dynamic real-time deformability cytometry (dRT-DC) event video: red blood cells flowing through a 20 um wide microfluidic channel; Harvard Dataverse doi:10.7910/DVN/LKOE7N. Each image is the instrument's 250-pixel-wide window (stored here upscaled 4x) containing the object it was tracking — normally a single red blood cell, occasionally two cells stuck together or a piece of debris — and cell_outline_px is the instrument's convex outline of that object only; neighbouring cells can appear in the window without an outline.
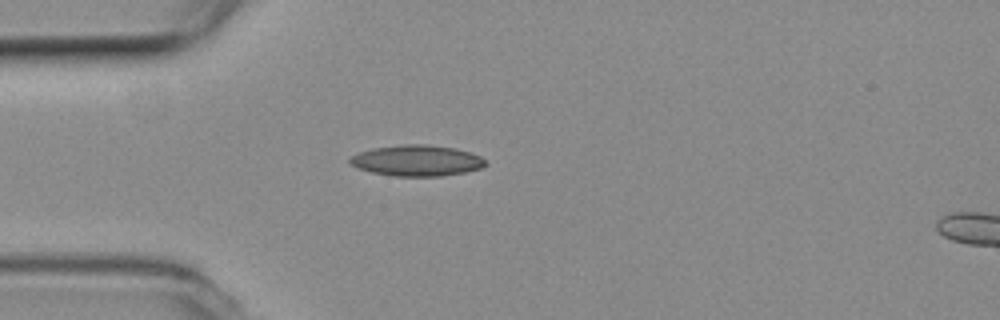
{"species": "common noctule bat (a hibernating species)", "species_latin": "Nyctalus noctula", "temperature_condition": "room temperature", "stored_images_in_passage": 40, "camera_frame_rate_fps": 3000, "um_per_image_px": 0.085, "animal": {"sex": "female", "body_mass_g": 19.3, "forearm_length_mm": 54.1}, "frame": {"image": 1, "passage_image": 1, "time_ms": 0.0, "image_size_px": [1000, 320], "cell_outline_px": [[488, 164], [480, 168], [464, 172], [440, 176], [392, 176], [372, 172], [356, 168], [348, 160], [352, 156], [360, 152], [372, 148], [400, 144], [424, 144], [456, 148], [480, 156]], "centroid_in_image_um": [35.41, 13.64], "position_along_channel_um": 49.6, "area_um2": 24.39}}
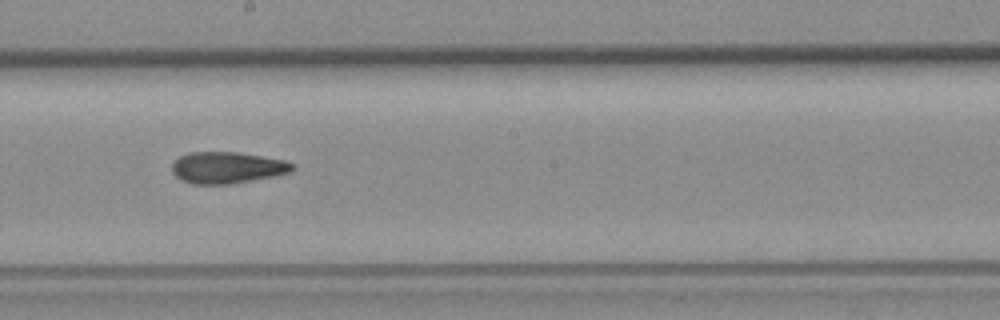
{"frame": {"image": 2, "passage_image": 16, "time_ms": 5.0, "image_size_px": [1000, 320], "cell_outline_px": [[296, 168], [292, 172], [232, 184], [192, 184], [180, 180], [172, 172], [172, 164], [180, 156], [188, 152], [236, 152], [288, 160], [296, 164]], "centroid_in_image_um": [19.35, 14.24], "position_along_channel_um": 228.9, "area_um2": 22.37}}
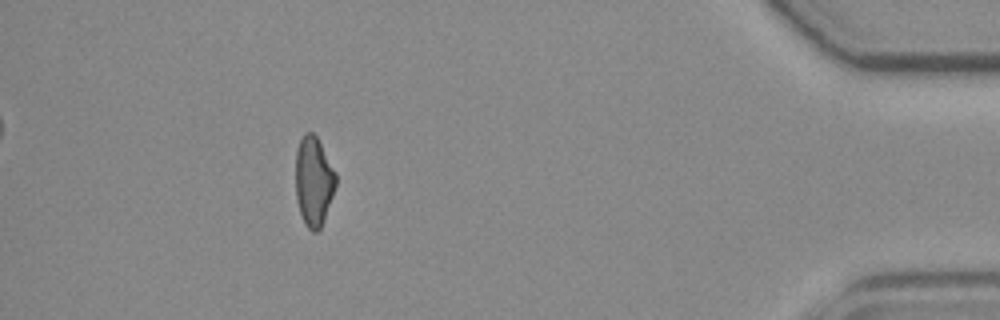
{"frame": {"image": 3, "passage_image": 35, "time_ms": 11.333, "image_size_px": [1000, 320], "cell_outline_px": [[336, 184], [324, 220], [320, 228], [316, 232], [312, 232], [304, 224], [300, 212], [296, 196], [296, 152], [300, 140], [304, 132], [312, 132], [316, 136], [336, 172]], "centroid_in_image_um": [26.66, 15.41], "position_along_channel_um": 408.5, "area_um2": 20.81}, "authors_computed_cell_mechanics": {"area_um2": 22.1374, "velocity_mm_per_s": 3.7909, "shape_relaxation_time_tau1_ms": null, "shape_relaxation_time_tau2_ms": 3.676, "deformation_change_tau1": null, "deformation_change_tau2": 0.117}}